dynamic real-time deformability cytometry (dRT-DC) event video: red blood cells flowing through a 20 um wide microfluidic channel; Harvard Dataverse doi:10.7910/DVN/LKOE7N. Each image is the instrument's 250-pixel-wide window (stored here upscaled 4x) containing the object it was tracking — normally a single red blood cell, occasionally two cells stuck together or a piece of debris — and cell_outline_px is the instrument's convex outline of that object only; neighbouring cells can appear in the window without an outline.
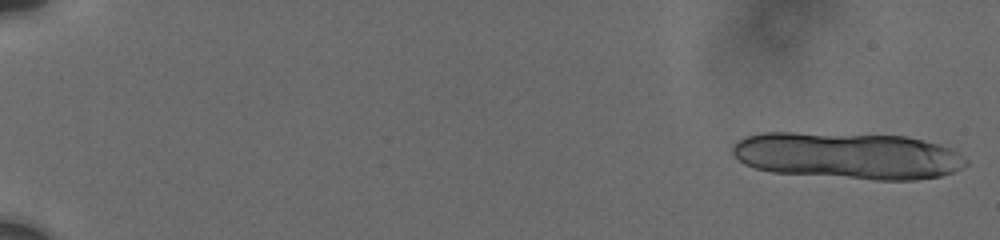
{"species": "human", "species_latin": "Homo sapiens", "temperature_condition": "cold", "stored_images_in_passage": 24, "camera_frame_rate_fps": 3000, "um_per_image_px": 0.085, "donor": {"sex": "male"}, "frame": {"image": 1, "passage_image": 1, "time_ms": 0.0, "image_size_px": [1000, 240], "cell_outline_px": [[968, 164], [964, 168], [940, 176], [916, 180], [876, 180], [772, 172], [756, 168], [744, 164], [732, 156], [732, 144], [736, 140], [744, 136], [764, 132], [796, 132], [904, 136], [936, 144], [948, 148], [956, 152], [968, 160]], "centroid_in_image_um": [72.0, 13.23], "position_along_channel_um": 13.0, "area_um2": 63.93}}